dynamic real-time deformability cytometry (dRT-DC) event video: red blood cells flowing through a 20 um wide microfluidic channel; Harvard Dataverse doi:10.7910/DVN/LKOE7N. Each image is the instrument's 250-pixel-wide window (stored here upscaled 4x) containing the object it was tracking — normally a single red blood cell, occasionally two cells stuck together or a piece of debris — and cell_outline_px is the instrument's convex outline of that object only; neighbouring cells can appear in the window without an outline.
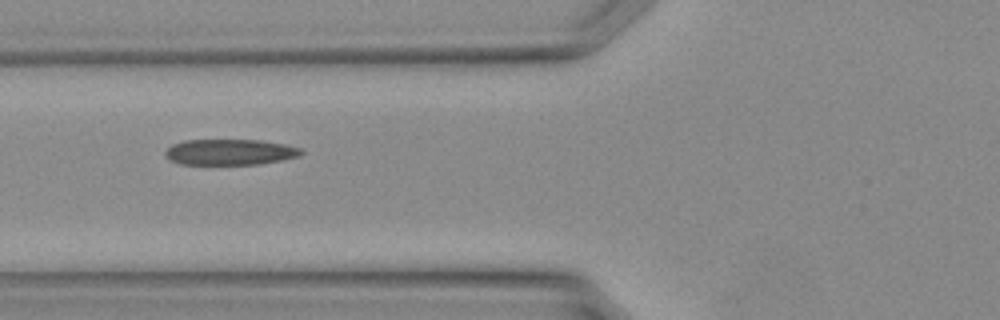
{"species": "Egyptian fruit bat (a non-hibernating species)", "species_latin": "Rousettus aegyptiacus", "temperature_condition": "warm", "stored_images_in_passage": 25, "camera_frame_rate_fps": 3000, "um_per_image_px": 0.085, "animal": {"sex": "female"}, "frame": {"image": 1, "passage_image": 4, "time_ms": 1.0, "image_size_px": [1000, 320], "cell_outline_px": [[304, 152], [300, 156], [284, 160], [260, 164], [180, 164], [164, 156], [164, 152], [172, 144], [184, 140], [260, 140], [284, 144], [300, 148]], "centroid_in_image_um": [19.56, 12.92], "position_along_channel_um": 106.2, "area_um2": 20.52}}